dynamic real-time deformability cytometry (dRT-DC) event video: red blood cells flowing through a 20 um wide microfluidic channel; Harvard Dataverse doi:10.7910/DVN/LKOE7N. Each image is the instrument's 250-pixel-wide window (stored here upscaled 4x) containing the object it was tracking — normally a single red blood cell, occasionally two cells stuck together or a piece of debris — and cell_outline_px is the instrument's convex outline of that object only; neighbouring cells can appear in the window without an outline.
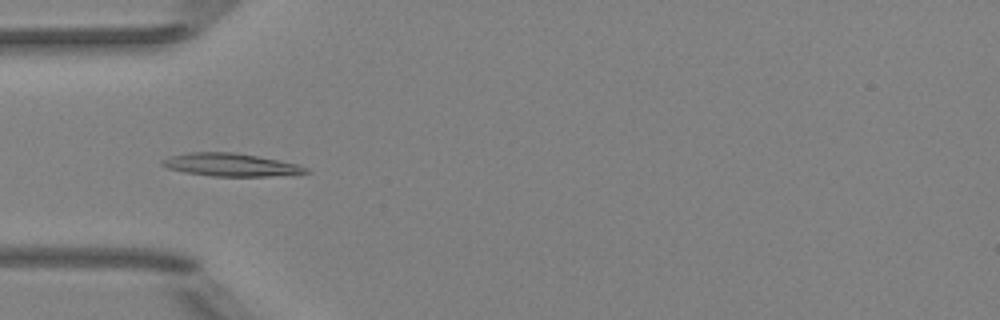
{"species": "Egyptian fruit bat (a non-hibernating species)", "species_latin": "Rousettus aegyptiacus", "temperature_condition": "room temperature", "stored_images_in_passage": 6, "camera_frame_rate_fps": 3000, "um_per_image_px": 0.085, "animal": {"sex": "female"}, "frame": {"image": 1, "passage_image": 5, "time_ms": 4.667, "image_size_px": [1000, 320], "cell_outline_px": [[312, 172], [268, 176], [212, 176], [184, 172], [168, 168], [160, 164], [160, 160], [172, 156], [188, 152], [232, 152], [256, 156], [300, 164], [308, 168]], "centroid_in_image_um": [19.61, 14.0], "position_along_channel_um": 65.4, "area_um2": 19.07}}
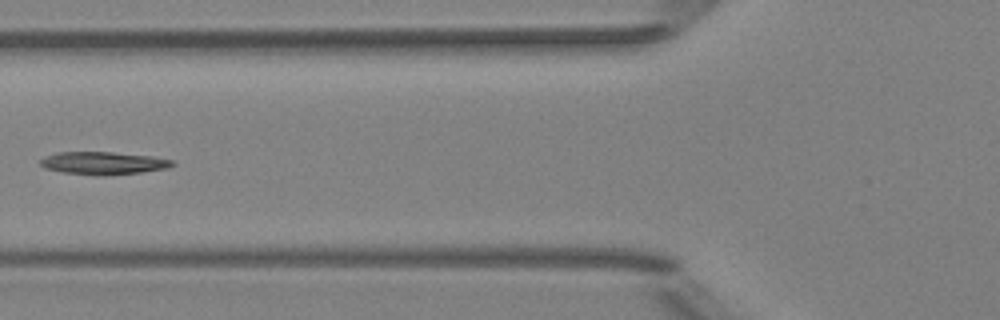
{"frame": {"image": 2, "passage_image": 6, "time_ms": 6.0, "image_size_px": [1000, 320], "cell_outline_px": [[176, 164], [168, 168], [140, 172], [100, 176], [96, 176], [64, 172], [44, 168], [40, 164], [40, 160], [44, 156], [56, 152], [112, 152], [152, 156], [172, 160]], "centroid_in_image_um": [8.76, 13.86], "position_along_channel_um": 117.0, "area_um2": 17.51}}